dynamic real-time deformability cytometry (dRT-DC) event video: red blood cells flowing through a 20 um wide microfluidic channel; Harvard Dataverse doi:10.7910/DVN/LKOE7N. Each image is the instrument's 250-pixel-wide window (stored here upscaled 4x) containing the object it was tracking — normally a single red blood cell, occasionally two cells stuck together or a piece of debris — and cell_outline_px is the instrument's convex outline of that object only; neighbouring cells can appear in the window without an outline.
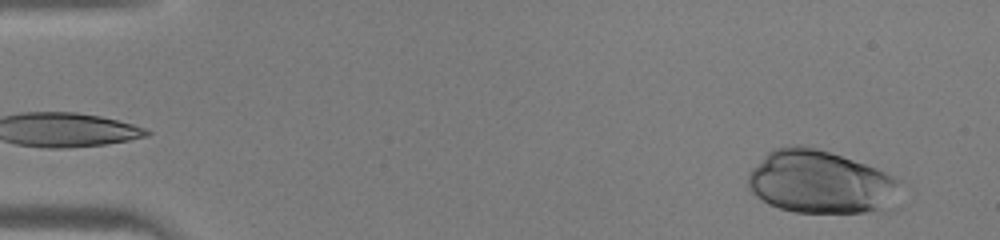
{"species": "human", "species_latin": "Homo sapiens", "temperature_condition": "warm", "stored_images_in_passage": 44, "camera_frame_rate_fps": 3000, "um_per_image_px": 0.085, "donor": {"sex": "male"}, "frame": {"image": 1, "passage_image": 3, "time_ms": 0.667, "image_size_px": [1000, 240], "cell_outline_px": [[904, 180], [900, 208], [884, 212], [796, 212], [780, 208], [768, 204], [756, 196], [748, 188], [748, 172], [768, 152], [776, 148], [796, 144], [800, 144], [816, 148], [876, 168]], "centroid_in_image_um": [69.9, 15.52], "position_along_channel_um": 15.1, "area_um2": 57.34}}
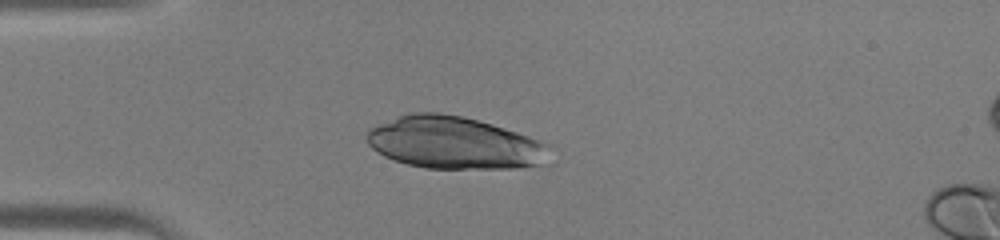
{"frame": {"image": 2, "passage_image": 12, "time_ms": 3.667, "image_size_px": [1000, 240], "cell_outline_px": [[552, 144], [540, 164], [520, 168], [424, 168], [408, 164], [384, 156], [376, 152], [368, 144], [364, 136], [376, 124], [408, 112], [440, 112], [464, 116], [492, 124]], "centroid_in_image_um": [38.56, 12.12], "position_along_channel_um": 46.4, "area_um2": 55.72}}